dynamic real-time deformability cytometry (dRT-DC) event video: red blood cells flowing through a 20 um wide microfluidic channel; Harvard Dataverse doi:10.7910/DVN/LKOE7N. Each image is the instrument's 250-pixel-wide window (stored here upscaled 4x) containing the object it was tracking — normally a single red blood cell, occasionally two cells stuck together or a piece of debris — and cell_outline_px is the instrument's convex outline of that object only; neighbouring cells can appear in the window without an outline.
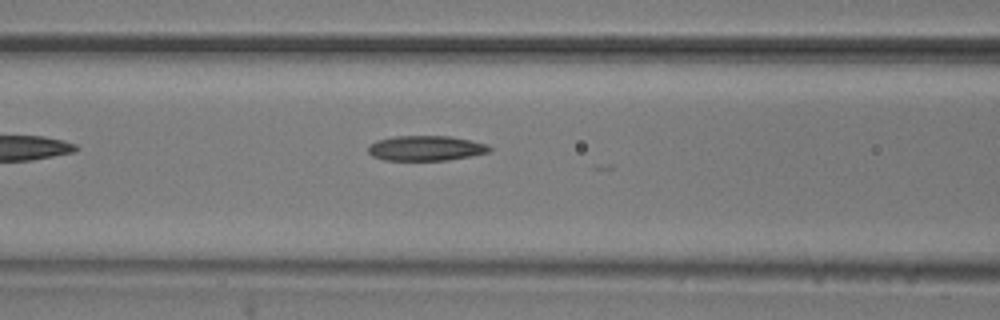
{"species": "common noctule bat (a hibernating species)", "species_latin": "Nyctalus noctula", "temperature_condition": "room temperature", "stored_images_in_passage": 10, "camera_frame_rate_fps": 3000, "um_per_image_px": 0.085, "animal": {"sex": "male", "body_mass_g": 20.5, "forearm_length_mm": 52.5}, "frame": {"image": 1, "passage_image": 7, "time_ms": 2.0, "image_size_px": [1000, 320], "cell_outline_px": [[492, 152], [472, 156], [448, 160], [384, 160], [372, 156], [368, 152], [368, 144], [376, 140], [392, 136], [448, 136], [488, 144], [492, 148]], "centroid_in_image_um": [36.19, 12.6], "position_along_channel_um": 130.4, "area_um2": 17.92}}